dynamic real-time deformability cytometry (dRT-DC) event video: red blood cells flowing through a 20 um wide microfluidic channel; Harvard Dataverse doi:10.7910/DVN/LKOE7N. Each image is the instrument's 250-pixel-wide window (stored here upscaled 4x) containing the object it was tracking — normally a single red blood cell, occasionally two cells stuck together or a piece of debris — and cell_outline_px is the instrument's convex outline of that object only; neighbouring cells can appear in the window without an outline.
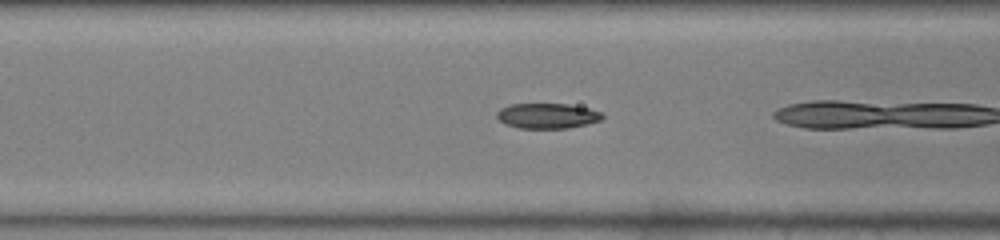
{"species": "common noctule bat (a hibernating species)", "species_latin": "Nyctalus noctula", "temperature_condition": "warm", "stored_images_in_passage": 21, "segment_of_instrument_passage": [2, 2], "camera_frame_rate_fps": 3000, "um_per_image_px": 0.085, "animal": {"sex": "male", "body_mass_g": 19.0, "forearm_length_mm": 50.8}, "frame": {"image": 1, "passage_image": 17, "time_ms": 5.333, "image_size_px": [1000, 240], "cell_outline_px": [[604, 116], [600, 120], [588, 124], [568, 128], [520, 128], [504, 124], [496, 116], [496, 112], [500, 108], [512, 104], [568, 104], [588, 108], [600, 112]], "centroid_in_image_um": [46.5, 9.85], "position_along_channel_um": 120.1, "area_um2": 15.49}}